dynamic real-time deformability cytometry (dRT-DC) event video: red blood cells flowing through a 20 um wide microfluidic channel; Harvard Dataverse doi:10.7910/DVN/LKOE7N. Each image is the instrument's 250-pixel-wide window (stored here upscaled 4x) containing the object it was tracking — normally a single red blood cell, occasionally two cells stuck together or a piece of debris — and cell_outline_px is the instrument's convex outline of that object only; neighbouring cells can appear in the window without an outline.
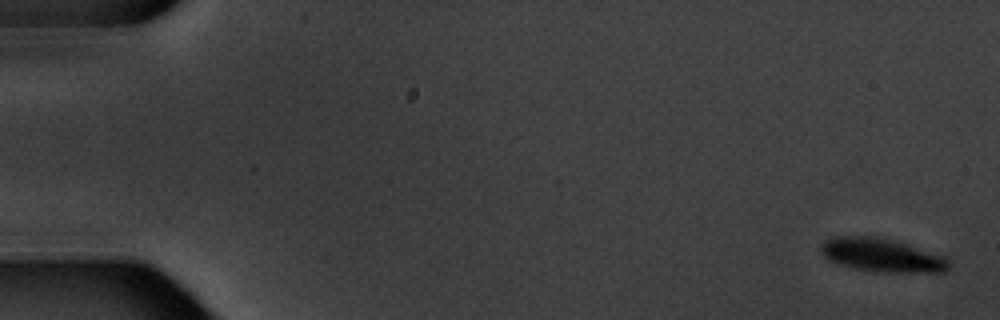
{"species": "common noctule bat (a hibernating species)", "species_latin": "Nyctalus noctula", "temperature_condition": "warm", "stored_images_in_passage": 6, "camera_frame_rate_fps": 3000, "um_per_image_px": 0.085, "animal": {"sex": "male", "body_mass_g": 20.1, "forearm_length_mm": 53.5}, "frame": {"image": 1, "passage_image": 1, "time_ms": 0.0, "image_size_px": [1000, 320], "cell_outline_px": [[948, 272], [876, 272], [852, 268], [828, 260], [820, 252], [820, 244], [824, 240], [836, 236], [880, 236], [908, 244], [944, 256], [948, 260]], "centroid_in_image_um": [74.92, 21.68], "position_along_channel_um": 10.1, "area_um2": 25.2}}